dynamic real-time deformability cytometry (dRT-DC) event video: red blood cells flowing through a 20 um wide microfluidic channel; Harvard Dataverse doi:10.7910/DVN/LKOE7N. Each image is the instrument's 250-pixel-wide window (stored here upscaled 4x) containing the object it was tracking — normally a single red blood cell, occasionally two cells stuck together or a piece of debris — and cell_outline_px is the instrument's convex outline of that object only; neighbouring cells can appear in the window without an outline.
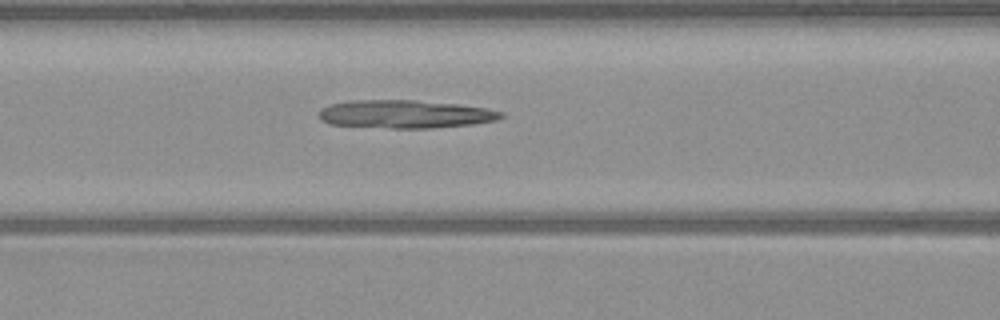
{"species": "common noctule bat (a hibernating species)", "species_latin": "Nyctalus noctula", "temperature_condition": "warm", "stored_images_in_passage": 50, "camera_frame_rate_fps": 3000, "um_per_image_px": 0.085, "animal": {"sex": "male", "body_mass_g": 23.1, "forearm_length_mm": 52.7}, "frame": {"image": 1, "passage_image": 20, "time_ms": 6.333, "image_size_px": [1000, 320], "cell_outline_px": [[504, 116], [496, 120], [472, 124], [432, 128], [392, 128], [328, 124], [320, 120], [316, 112], [320, 108], [332, 104], [348, 100], [416, 100], [456, 104], [484, 108], [504, 112]], "centroid_in_image_um": [34.37, 9.7], "position_along_channel_um": 132.2, "area_um2": 29.94}}
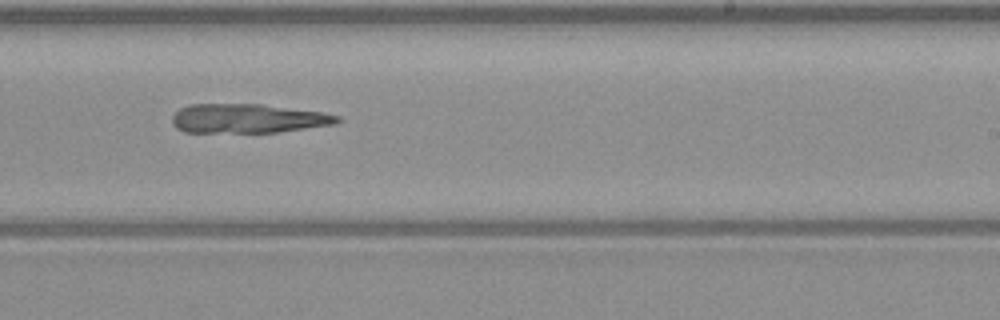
{"frame": {"image": 2, "passage_image": 30, "time_ms": 9.667, "image_size_px": [1000, 320], "cell_outline_px": [[344, 120], [336, 124], [276, 132], [184, 132], [176, 128], [172, 124], [172, 116], [180, 108], [188, 104], [260, 104], [324, 112], [340, 116]], "centroid_in_image_um": [21.09, 10.07], "position_along_channel_um": 267.9, "area_um2": 28.21}}
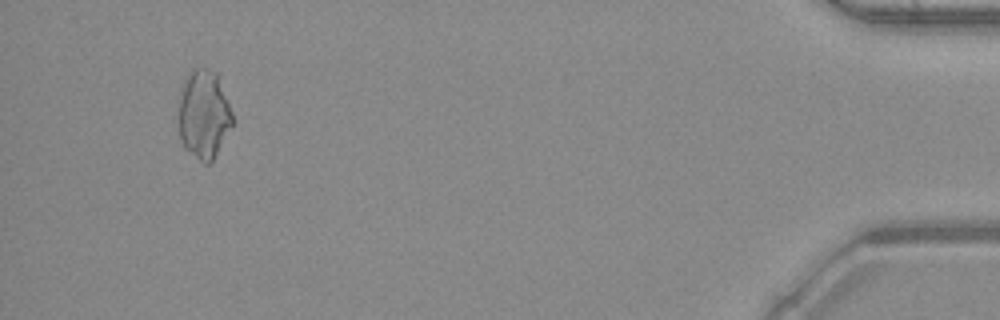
{"frame": {"image": 3, "passage_image": 47, "time_ms": 15.333, "image_size_px": [1000, 320], "cell_outline_px": [[232, 124], [212, 160], [208, 164], [204, 164], [184, 148], [180, 140], [176, 120], [176, 112], [184, 80], [192, 68], [208, 68], [216, 72], [232, 112]], "centroid_in_image_um": [17.25, 9.71], "position_along_channel_um": 417.9, "area_um2": 28.03}}